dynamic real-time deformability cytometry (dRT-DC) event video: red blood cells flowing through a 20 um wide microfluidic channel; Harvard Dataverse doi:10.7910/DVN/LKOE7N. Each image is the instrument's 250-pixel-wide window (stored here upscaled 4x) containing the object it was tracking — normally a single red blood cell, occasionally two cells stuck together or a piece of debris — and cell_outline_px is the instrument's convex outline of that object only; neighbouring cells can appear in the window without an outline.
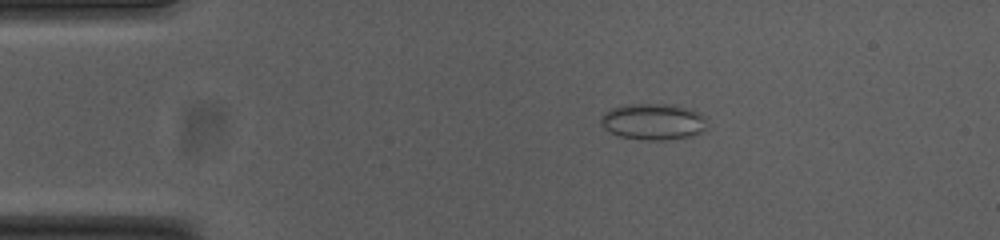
{"species": "common noctule bat (a hibernating species)", "species_latin": "Nyctalus noctula", "temperature_condition": "cold", "stored_images_in_passage": 45, "camera_frame_rate_fps": 3000, "um_per_image_px": 0.085, "animal": {"sex": "female", "body_mass_g": 23.0, "forearm_length_mm": 53.4}, "frame": {"image": 1, "passage_image": 1, "time_ms": 0.0, "image_size_px": [1000, 240], "cell_outline_px": [[704, 132], [692, 136], [664, 140], [644, 140], [620, 136], [604, 128], [600, 124], [600, 120], [604, 112], [612, 108], [624, 104], [672, 104], [688, 108], [704, 116]], "centroid_in_image_um": [55.5, 10.34], "position_along_channel_um": 29.5, "area_um2": 22.43}}
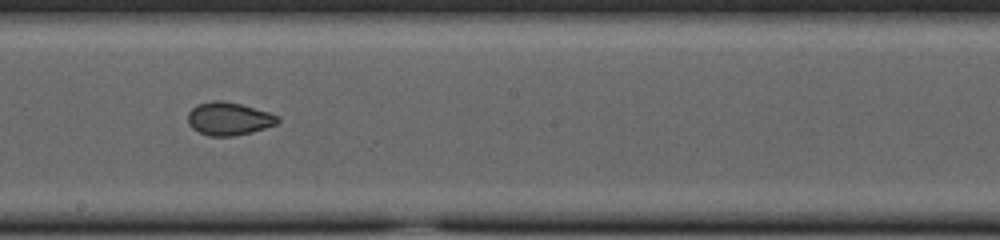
{"frame": {"image": 2, "passage_image": 21, "time_ms": 6.667, "image_size_px": [1000, 240], "cell_outline_px": [[280, 120], [276, 124], [252, 132], [232, 136], [208, 136], [192, 128], [188, 124], [188, 112], [196, 104], [212, 100], [224, 100], [240, 104], [268, 112], [280, 116]], "centroid_in_image_um": [19.43, 10.08], "position_along_channel_um": 228.8, "area_um2": 17.34}}
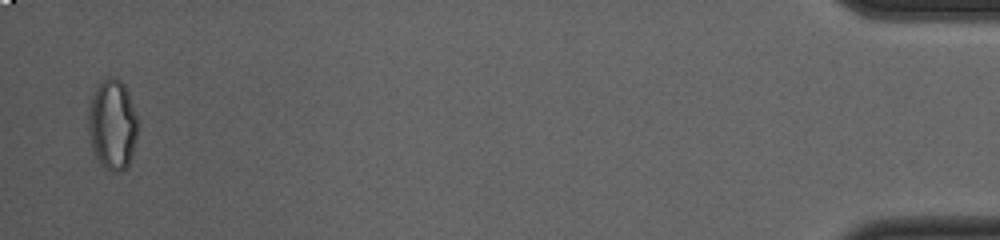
{"frame": {"image": 3, "passage_image": 44, "time_ms": 14.333, "image_size_px": [1000, 240], "cell_outline_px": [[136, 140], [132, 156], [128, 168], [120, 172], [112, 172], [104, 168], [100, 164], [92, 148], [88, 132], [88, 108], [96, 84], [104, 76], [108, 76], [120, 80], [124, 84], [128, 92], [136, 116]], "centroid_in_image_um": [9.53, 10.59], "position_along_channel_um": 425.7, "area_um2": 26.36}, "authors_computed_cell_mechanics": {"area_um2": 18.4382, "velocity_mm_per_s": 3.7549, "shape_relaxation_time_tau1_ms": null, "shape_relaxation_time_tau2_ms": 1.1071, "deformation_change_tau1": null, "deformation_change_tau2": 0.0509}}